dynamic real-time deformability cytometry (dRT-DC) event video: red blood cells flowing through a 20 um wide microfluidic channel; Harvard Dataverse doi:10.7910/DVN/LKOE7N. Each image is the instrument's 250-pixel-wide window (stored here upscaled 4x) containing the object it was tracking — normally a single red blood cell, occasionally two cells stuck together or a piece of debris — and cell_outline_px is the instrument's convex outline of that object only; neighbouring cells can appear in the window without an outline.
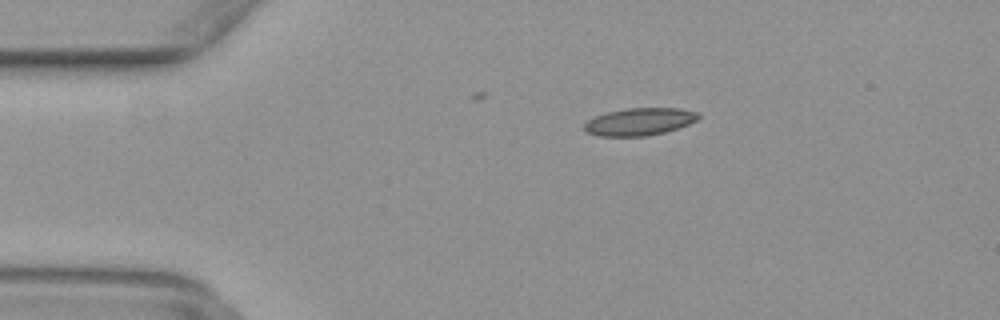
{"species": "common noctule bat (a hibernating species)", "species_latin": "Nyctalus noctula", "temperature_condition": "warm", "stored_images_in_passage": 11, "camera_frame_rate_fps": 3000, "um_per_image_px": 0.085, "animal": {"sex": "female", "body_mass_g": 29.2, "forearm_length_mm": 56.3}, "frame": {"image": 1, "passage_image": 6, "time_ms": 1.667, "image_size_px": [1000, 320], "cell_outline_px": [[700, 116], [696, 120], [688, 124], [664, 132], [644, 136], [596, 136], [588, 132], [584, 128], [584, 124], [588, 120], [596, 116], [608, 112], [628, 108], [676, 108], [696, 112]], "centroid_in_image_um": [54.33, 10.34], "position_along_channel_um": 30.7, "area_um2": 17.92}}